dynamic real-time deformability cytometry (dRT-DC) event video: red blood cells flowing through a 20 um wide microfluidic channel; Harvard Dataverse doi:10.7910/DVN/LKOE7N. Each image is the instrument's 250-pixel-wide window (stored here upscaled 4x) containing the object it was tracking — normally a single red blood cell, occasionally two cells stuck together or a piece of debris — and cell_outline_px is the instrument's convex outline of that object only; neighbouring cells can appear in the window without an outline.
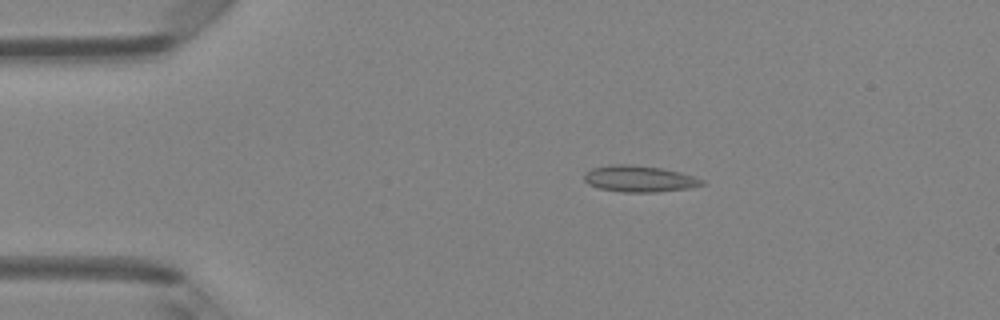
{"species": "Egyptian fruit bat (a non-hibernating species)", "species_latin": "Rousettus aegyptiacus", "temperature_condition": "room temperature", "stored_images_in_passage": 5, "camera_frame_rate_fps": 3000, "um_per_image_px": 0.085, "animal": {"sex": "female"}, "frame": {"image": 1, "passage_image": 3, "time_ms": 0.667, "image_size_px": [1000, 320], "cell_outline_px": [[704, 184], [688, 188], [656, 192], [620, 192], [600, 188], [588, 184], [584, 180], [584, 176], [592, 168], [612, 164], [632, 164], [664, 168], [680, 172], [704, 180]], "centroid_in_image_um": [54.34, 15.19], "position_along_channel_um": 30.7, "area_um2": 18.03}}
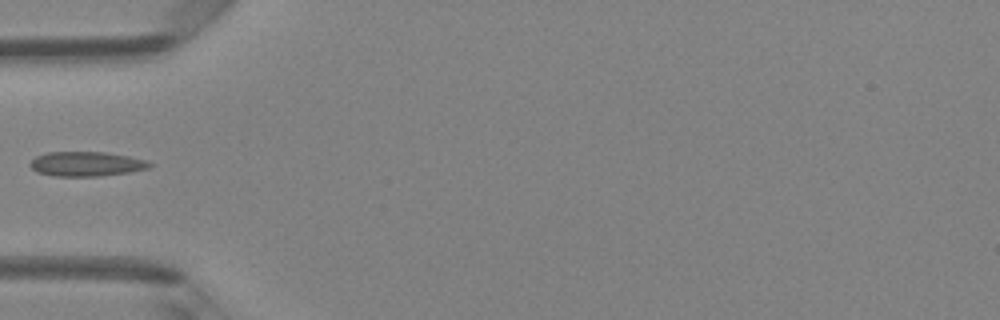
{"frame": {"image": 2, "passage_image": 5, "time_ms": 1.333, "image_size_px": [1000, 320], "cell_outline_px": [[152, 164], [148, 168], [128, 172], [100, 176], [56, 176], [36, 172], [28, 164], [36, 156], [48, 152], [104, 152], [128, 156], [148, 160]], "centroid_in_image_um": [7.32, 13.93], "position_along_channel_um": 77.7, "area_um2": 17.05}}